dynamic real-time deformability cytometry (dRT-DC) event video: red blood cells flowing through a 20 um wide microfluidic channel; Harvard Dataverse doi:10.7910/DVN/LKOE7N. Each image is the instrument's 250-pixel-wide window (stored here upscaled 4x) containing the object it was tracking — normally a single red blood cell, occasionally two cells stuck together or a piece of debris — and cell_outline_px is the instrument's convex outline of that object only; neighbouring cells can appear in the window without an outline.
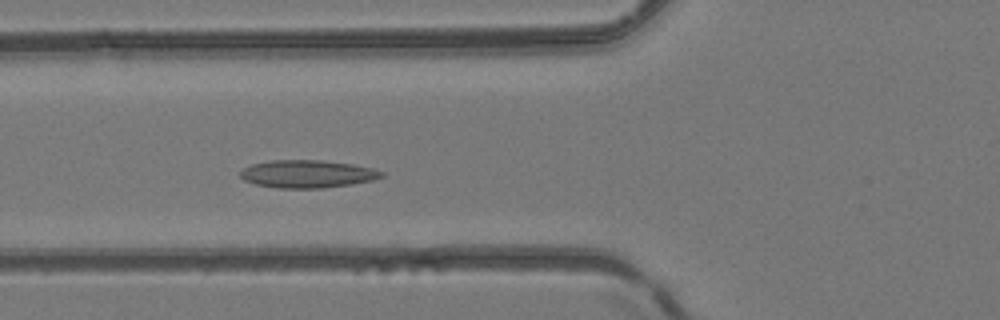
{"species": "common noctule bat (a hibernating species)", "species_latin": "Nyctalus noctula", "temperature_condition": "room temperature", "stored_images_in_passage": 5, "camera_frame_rate_fps": 3000, "um_per_image_px": 0.085, "animal": {"sex": "female", "body_mass_g": 24.6, "forearm_length_mm": 56.2}, "frame": {"image": 1, "passage_image": 5, "time_ms": 4.333, "image_size_px": [1000, 320], "cell_outline_px": [[384, 176], [372, 180], [352, 184], [320, 188], [276, 188], [256, 184], [244, 180], [240, 176], [240, 172], [244, 168], [252, 164], [272, 160], [320, 160], [352, 164], [372, 168], [384, 172]], "centroid_in_image_um": [26.12, 14.78], "position_along_channel_um": 99.7, "area_um2": 22.72}}